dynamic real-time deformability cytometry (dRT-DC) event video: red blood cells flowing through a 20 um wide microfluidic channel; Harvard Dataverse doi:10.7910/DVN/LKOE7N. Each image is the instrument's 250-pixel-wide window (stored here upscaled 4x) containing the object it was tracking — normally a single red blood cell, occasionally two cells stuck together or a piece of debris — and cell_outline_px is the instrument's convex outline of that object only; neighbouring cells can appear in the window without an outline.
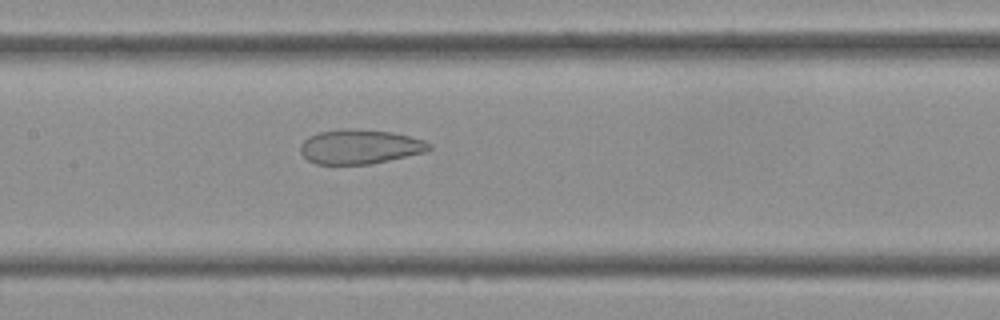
{"species": "Egyptian fruit bat (a non-hibernating species)", "species_latin": "Rousettus aegyptiacus", "temperature_condition": "cold", "stored_images_in_passage": 29, "camera_frame_rate_fps": 3000, "um_per_image_px": 0.085, "frame": {"image": 1, "passage_image": 10, "time_ms": 3.0, "image_size_px": [1000, 320], "cell_outline_px": [[432, 148], [424, 152], [372, 164], [316, 164], [308, 160], [300, 152], [300, 144], [308, 136], [320, 132], [348, 128], [392, 132], [424, 140], [432, 144]], "centroid_in_image_um": [30.58, 12.47], "position_along_channel_um": 176.8, "area_um2": 25.78}}
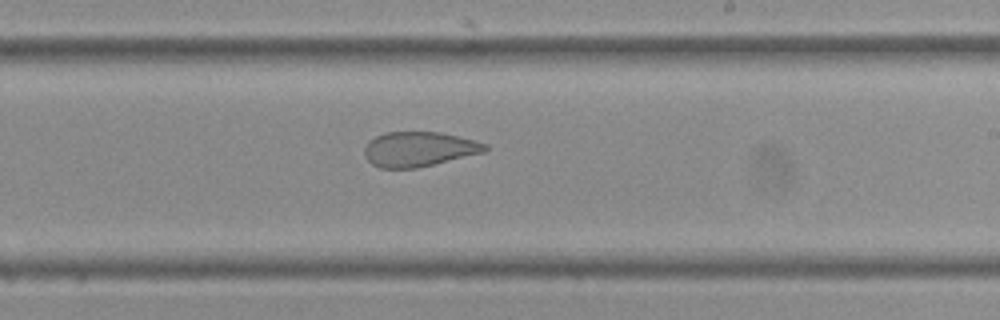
{"frame": {"image": 2, "passage_image": 15, "time_ms": 4.667, "image_size_px": [1000, 320], "cell_outline_px": [[488, 148], [484, 152], [416, 168], [380, 168], [372, 164], [364, 156], [364, 148], [376, 136], [388, 132], [440, 132], [488, 144]], "centroid_in_image_um": [35.59, 12.68], "position_along_channel_um": 253.4, "area_um2": 24.1}}
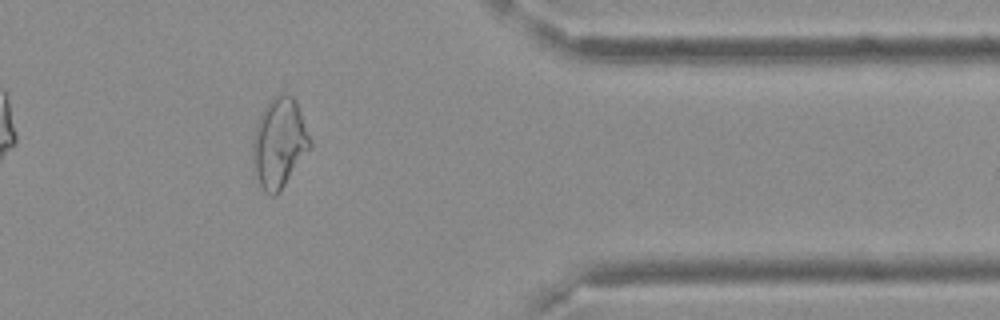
{"frame": {"image": 3, "passage_image": 25, "time_ms": 8.0, "image_size_px": [1000, 320], "cell_outline_px": [[312, 144], [280, 192], [276, 196], [272, 196], [264, 192], [256, 176], [252, 156], [252, 140], [256, 124], [268, 100], [272, 96], [280, 92], [284, 92], [292, 96], [296, 100], [312, 140]], "centroid_in_image_um": [23.73, 12.12], "position_along_channel_um": 387.7, "area_um2": 30.17}}